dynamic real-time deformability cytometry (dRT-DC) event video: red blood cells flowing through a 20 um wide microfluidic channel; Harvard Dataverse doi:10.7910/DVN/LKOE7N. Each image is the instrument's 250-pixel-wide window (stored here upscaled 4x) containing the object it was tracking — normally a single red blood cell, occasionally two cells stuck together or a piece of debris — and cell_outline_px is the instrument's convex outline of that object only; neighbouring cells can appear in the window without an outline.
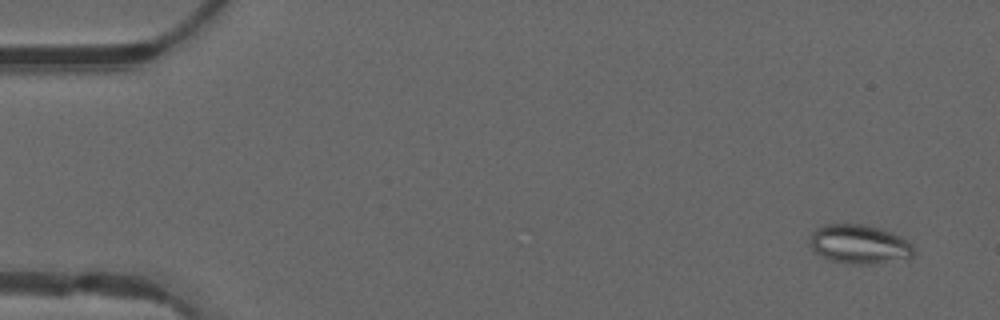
{"species": "common noctule bat (a hibernating species)", "species_latin": "Nyctalus noctula", "temperature_condition": "warm", "stored_images_in_passage": 50, "camera_frame_rate_fps": 3000, "um_per_image_px": 0.085, "animal": {"sex": "male", "forearm_length_mm": 52.5}, "frame": {"image": 1, "passage_image": 3, "time_ms": 0.667, "image_size_px": [1000, 320], "cell_outline_px": [[916, 252], [912, 256], [872, 264], [844, 264], [828, 260], [812, 252], [808, 244], [808, 236], [816, 228], [824, 224], [864, 224], [880, 228], [892, 232], [908, 240], [912, 244]], "centroid_in_image_um": [72.96, 20.75], "position_along_channel_um": 12.0, "area_um2": 24.22}}
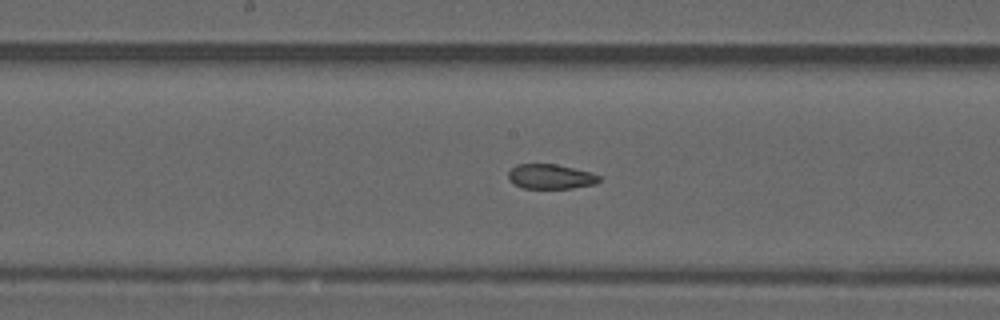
{"frame": {"image": 2, "passage_image": 26, "time_ms": 8.333, "image_size_px": [1000, 320], "cell_outline_px": [[600, 180], [596, 184], [572, 188], [524, 188], [516, 184], [508, 176], [508, 172], [516, 164], [556, 164], [592, 172], [600, 176]], "centroid_in_image_um": [46.85, 15.0], "position_along_channel_um": 201.4, "area_um2": 13.01}}
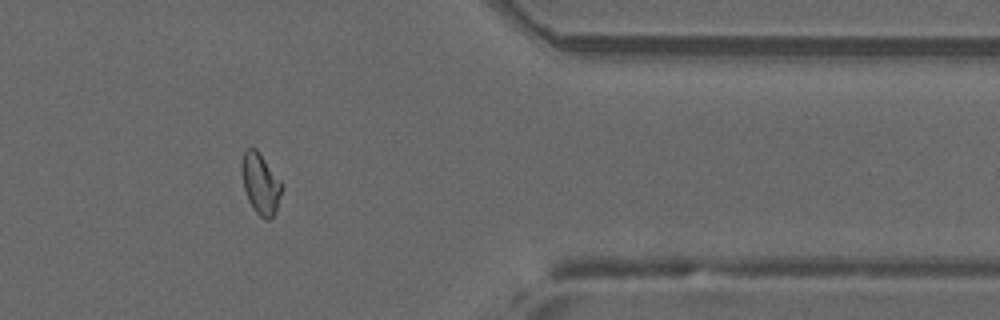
{"frame": {"image": 3, "passage_image": 41, "time_ms": 13.333, "image_size_px": [1000, 320], "cell_outline_px": [[284, 184], [276, 212], [268, 220], [264, 220], [252, 208], [248, 200], [244, 188], [240, 164], [244, 152], [248, 148], [256, 148], [260, 152]], "centroid_in_image_um": [22.16, 15.61], "position_along_channel_um": 389.2, "area_um2": 14.51}, "authors_computed_cell_mechanics": {"area_um2": 14.8546, "velocity_mm_per_s": 4.1594, "shape_relaxation_time_tau1_ms": null, "shape_relaxation_time_tau2_ms": 2.0564, "deformation_change_tau1": null, "deformation_change_tau2": 0.0799}}